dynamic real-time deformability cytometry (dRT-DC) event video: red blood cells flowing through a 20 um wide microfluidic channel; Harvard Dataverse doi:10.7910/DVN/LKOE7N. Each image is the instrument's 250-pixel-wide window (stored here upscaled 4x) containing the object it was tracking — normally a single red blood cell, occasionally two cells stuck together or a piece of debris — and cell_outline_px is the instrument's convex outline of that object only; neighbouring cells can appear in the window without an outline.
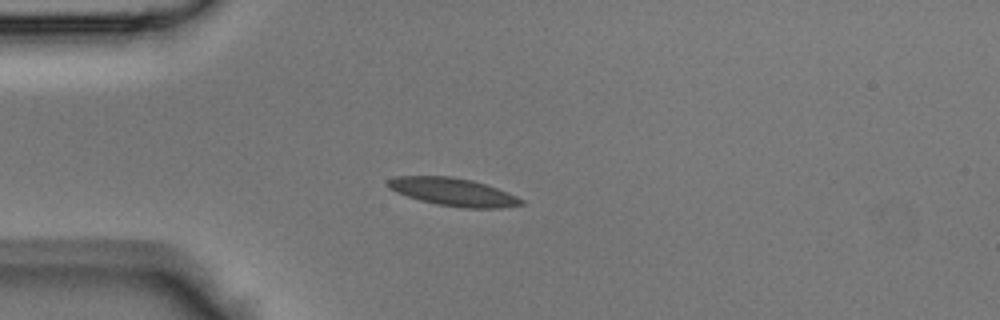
{"species": "Egyptian fruit bat (a non-hibernating species)", "species_latin": "Rousettus aegyptiacus", "temperature_condition": "room temperature", "stored_images_in_passage": 36, "camera_frame_rate_fps": 3000, "um_per_image_px": 0.085, "animal": {"sex": "male"}, "frame": {"image": 1, "passage_image": 1, "time_ms": 0.0, "image_size_px": [1000, 320], "cell_outline_px": [[524, 204], [500, 208], [464, 208], [436, 204], [420, 200], [396, 192], [388, 188], [384, 184], [388, 180], [396, 176], [452, 176], [472, 180], [508, 192], [524, 200]], "centroid_in_image_um": [38.49, 16.31], "position_along_channel_um": 46.5, "area_um2": 21.68}}
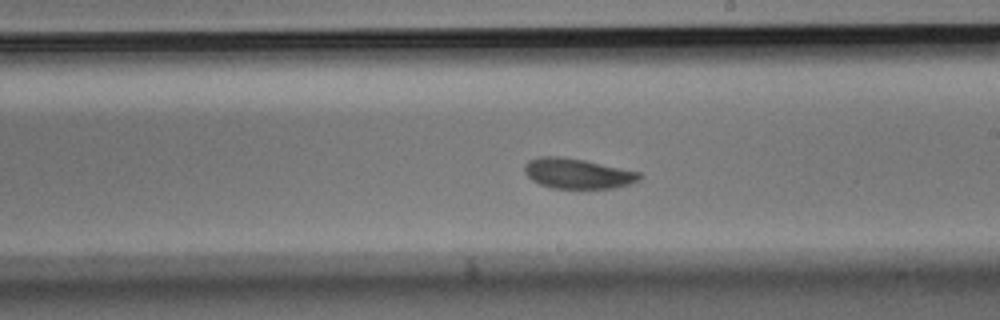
{"frame": {"image": 2, "passage_image": 16, "time_ms": 5.0, "image_size_px": [1000, 320], "cell_outline_px": [[640, 180], [628, 184], [612, 188], [552, 188], [540, 184], [532, 180], [524, 172], [524, 164], [528, 160], [540, 156], [556, 156], [584, 160], [640, 172]], "centroid_in_image_um": [49.05, 14.74], "position_along_channel_um": 239.9, "area_um2": 20.06}}
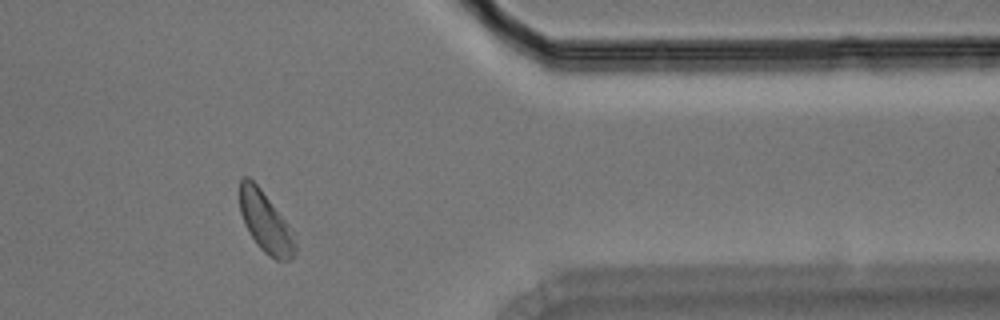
{"frame": {"image": 3, "passage_image": 28, "time_ms": 9.0, "image_size_px": [1000, 320], "cell_outline_px": [[296, 248], [292, 256], [288, 260], [276, 260], [264, 252], [260, 248], [244, 224], [240, 212], [240, 180], [244, 176], [248, 176], [260, 188], [284, 220]], "centroid_in_image_um": [22.5, 18.86], "position_along_channel_um": 388.9, "area_um2": 18.61}}